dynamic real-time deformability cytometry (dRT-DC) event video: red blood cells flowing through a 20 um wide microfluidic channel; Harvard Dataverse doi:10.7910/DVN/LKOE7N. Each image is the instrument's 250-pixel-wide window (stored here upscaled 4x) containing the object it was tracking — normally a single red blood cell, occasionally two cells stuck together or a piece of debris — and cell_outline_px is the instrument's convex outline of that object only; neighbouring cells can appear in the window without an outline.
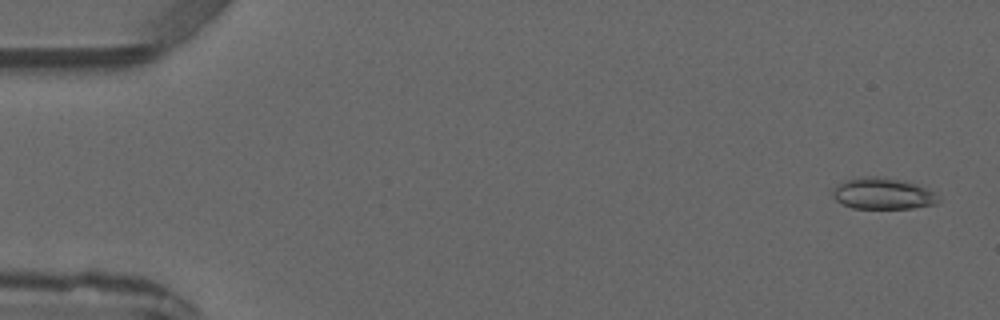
{"species": "common noctule bat (a hibernating species)", "species_latin": "Nyctalus noctula", "temperature_condition": "warm", "stored_images_in_passage": 4, "camera_frame_rate_fps": 3000, "um_per_image_px": 0.085, "animal": {"sex": "male", "forearm_length_mm": 52.5}, "frame": {"image": 1, "passage_image": 1, "time_ms": 0.0, "image_size_px": [1000, 320], "cell_outline_px": [[940, 200], [936, 204], [912, 208], [852, 208], [836, 200], [832, 196], [828, 188], [844, 180], [860, 176], [876, 176], [904, 180], [916, 184], [932, 192]], "centroid_in_image_um": [74.94, 16.44], "position_along_channel_um": 10.1, "area_um2": 19.54}}
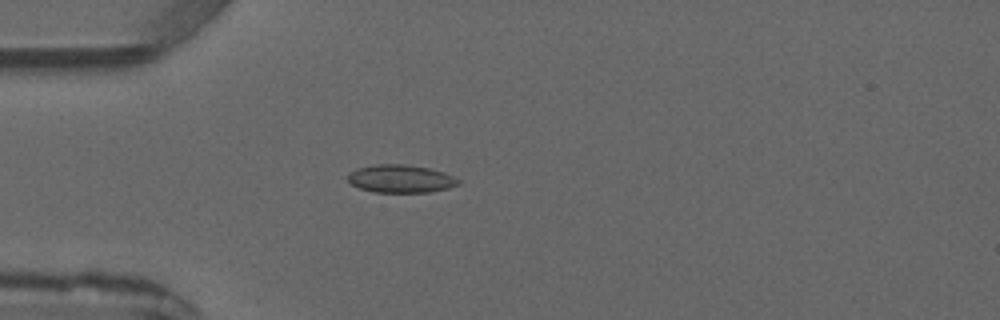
{"frame": {"image": 2, "passage_image": 4, "time_ms": 3.667, "image_size_px": [1000, 320], "cell_outline_px": [[460, 184], [448, 188], [428, 192], [372, 192], [360, 188], [352, 184], [348, 180], [348, 172], [356, 168], [372, 164], [404, 164], [428, 168], [444, 172], [460, 180]], "centroid_in_image_um": [34.03, 15.18], "position_along_channel_um": 51.0, "area_um2": 18.03}}